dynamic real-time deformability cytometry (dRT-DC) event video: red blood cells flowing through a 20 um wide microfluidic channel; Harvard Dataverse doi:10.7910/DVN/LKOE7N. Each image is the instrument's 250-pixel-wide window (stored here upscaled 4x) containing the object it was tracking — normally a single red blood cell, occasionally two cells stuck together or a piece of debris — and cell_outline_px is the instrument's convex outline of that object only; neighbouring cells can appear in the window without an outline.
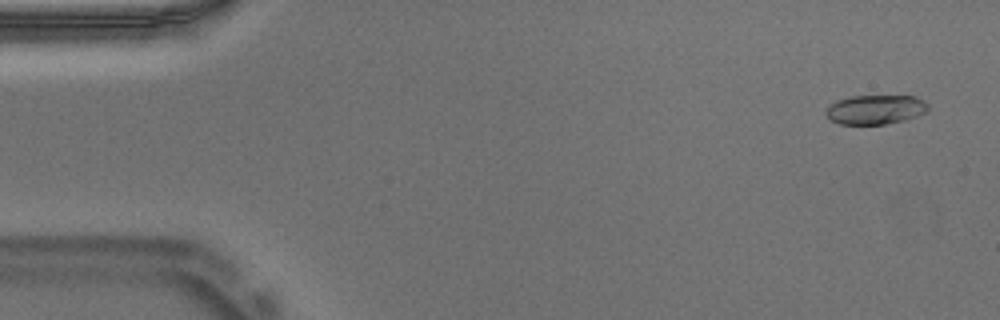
{"species": "Egyptian fruit bat (a non-hibernating species)", "species_latin": "Rousettus aegyptiacus", "temperature_condition": "warm", "stored_images_in_passage": 14, "camera_frame_rate_fps": 3000, "um_per_image_px": 0.085, "animal": {"sex": "male"}, "frame": {"image": 1, "passage_image": 3, "time_ms": 0.667, "image_size_px": [1000, 320], "cell_outline_px": [[928, 112], [904, 120], [884, 124], [840, 124], [832, 120], [824, 112], [828, 104], [836, 100], [852, 96], [916, 96], [924, 100], [928, 104]], "centroid_in_image_um": [74.41, 9.3], "position_along_channel_um": 10.6, "area_um2": 17.57}}